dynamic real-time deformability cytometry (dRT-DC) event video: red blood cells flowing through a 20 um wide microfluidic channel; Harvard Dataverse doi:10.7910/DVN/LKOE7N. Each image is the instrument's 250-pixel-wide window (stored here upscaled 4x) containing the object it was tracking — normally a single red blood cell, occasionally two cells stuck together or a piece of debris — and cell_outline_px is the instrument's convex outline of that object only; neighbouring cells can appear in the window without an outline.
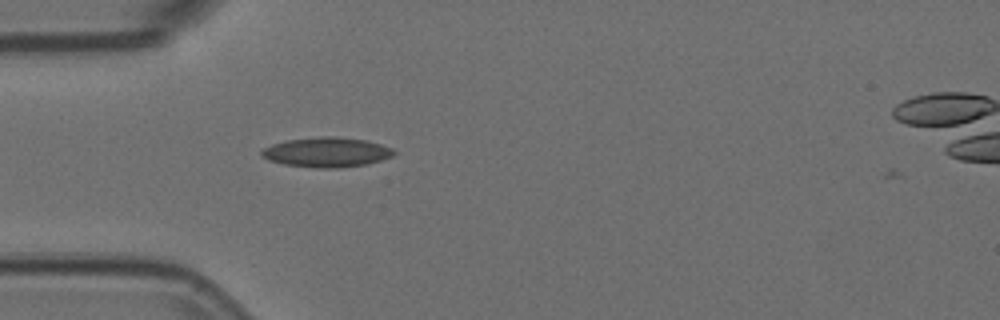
{"species": "Egyptian fruit bat (a non-hibernating species)", "species_latin": "Rousettus aegyptiacus", "temperature_condition": "room temperature", "stored_images_in_passage": 5, "camera_frame_rate_fps": 3000, "um_per_image_px": 0.085, "animal": {"sex": "female"}, "frame": {"image": 1, "passage_image": 4, "time_ms": 1.0, "image_size_px": [1000, 320], "cell_outline_px": [[396, 152], [392, 156], [368, 164], [336, 168], [316, 168], [284, 164], [268, 160], [260, 156], [260, 152], [264, 148], [272, 144], [288, 140], [320, 136], [336, 136], [368, 140], [392, 148]], "centroid_in_image_um": [27.76, 12.93], "position_along_channel_um": 57.2, "area_um2": 23.06}}